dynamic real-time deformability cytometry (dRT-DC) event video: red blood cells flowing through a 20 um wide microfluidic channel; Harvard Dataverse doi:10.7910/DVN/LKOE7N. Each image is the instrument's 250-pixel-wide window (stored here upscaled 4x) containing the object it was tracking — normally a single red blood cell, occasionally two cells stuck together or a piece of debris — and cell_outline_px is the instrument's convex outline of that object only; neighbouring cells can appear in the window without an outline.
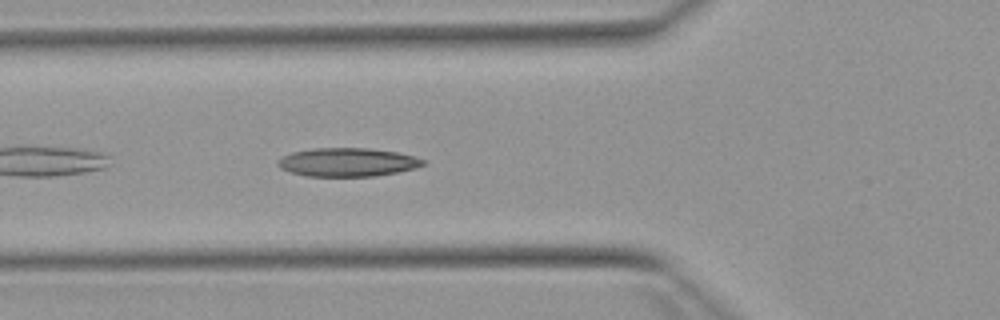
{"species": "Egyptian fruit bat (a non-hibernating species)", "species_latin": "Rousettus aegyptiacus", "temperature_condition": "warm", "stored_images_in_passage": 15, "camera_frame_rate_fps": 3000, "um_per_image_px": 0.085, "animal": {"sex": "female"}, "frame": {"image": 1, "passage_image": 3, "time_ms": 0.667, "image_size_px": [1000, 320], "cell_outline_px": [[428, 164], [416, 168], [376, 176], [304, 176], [280, 168], [276, 164], [284, 156], [292, 152], [312, 148], [368, 148], [396, 152], [412, 156], [424, 160]], "centroid_in_image_um": [29.55, 13.79], "position_along_channel_um": 96.2, "area_um2": 24.04}}
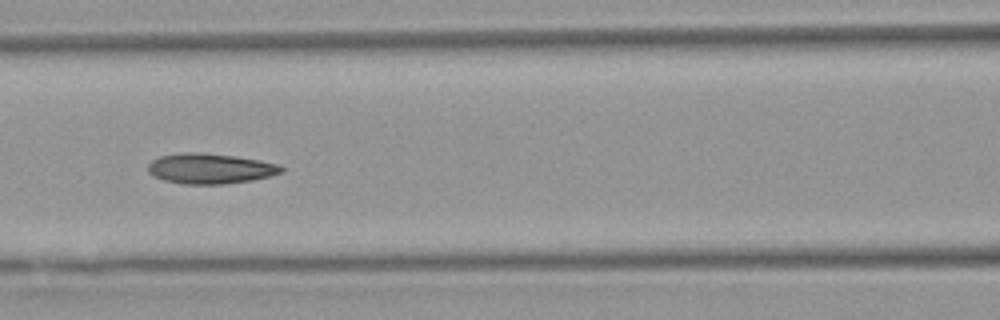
{"frame": {"image": 2, "passage_image": 7, "time_ms": 2.0, "image_size_px": [1000, 320], "cell_outline_px": [[284, 172], [252, 180], [224, 184], [184, 184], [164, 180], [152, 176], [148, 172], [148, 164], [152, 160], [160, 156], [184, 152], [200, 152], [236, 156], [276, 164], [284, 168]], "centroid_in_image_um": [17.82, 14.33], "position_along_channel_um": 148.8, "area_um2": 23.47}}
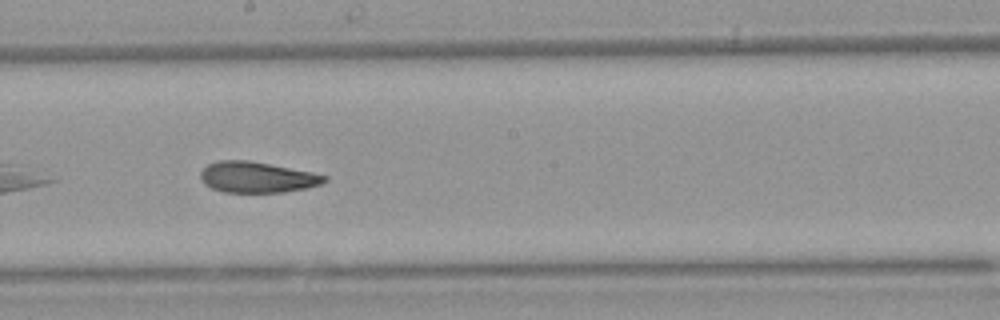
{"frame": {"image": 3, "passage_image": 13, "time_ms": 4.0, "image_size_px": [1000, 320], "cell_outline_px": [[328, 180], [320, 184], [304, 188], [284, 192], [224, 192], [212, 188], [204, 184], [200, 176], [200, 172], [208, 164], [216, 160], [248, 160], [312, 172], [328, 176]], "centroid_in_image_um": [21.83, 15.06], "position_along_channel_um": 226.4, "area_um2": 22.2}}